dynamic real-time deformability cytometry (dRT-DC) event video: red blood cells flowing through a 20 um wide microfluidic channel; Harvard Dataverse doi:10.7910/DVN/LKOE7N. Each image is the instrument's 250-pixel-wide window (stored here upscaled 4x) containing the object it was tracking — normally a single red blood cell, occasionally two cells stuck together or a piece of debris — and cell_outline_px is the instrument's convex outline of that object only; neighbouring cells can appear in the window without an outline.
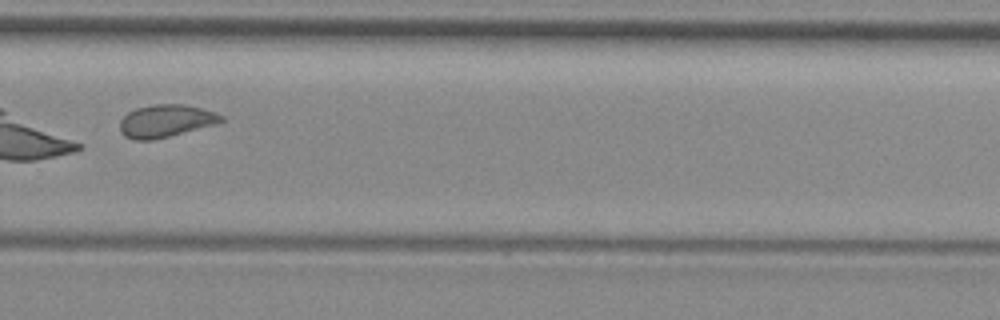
{"species": "common noctule bat (a hibernating species)", "species_latin": "Nyctalus noctula", "temperature_condition": "room temperature", "stored_images_in_passage": 34, "camera_frame_rate_fps": 3000, "um_per_image_px": 0.085, "animal": {"sex": "female", "body_mass_g": 29.2, "forearm_length_mm": 56.3}, "frame": {"image": 1, "passage_image": 20, "time_ms": 6.333, "image_size_px": [1000, 320], "cell_outline_px": [[224, 120], [216, 124], [152, 140], [136, 140], [124, 136], [120, 132], [120, 120], [128, 112], [136, 108], [152, 104], [184, 104], [200, 108], [224, 116]], "centroid_in_image_um": [14.06, 10.27], "position_along_channel_um": 315.7, "area_um2": 19.07}, "authors_computed_cell_mechanics": {"area_um2": 18.7272, "velocity_mm_per_s": 3.9361, "shape_relaxation_time_tau1_ms": null, "shape_relaxation_time_tau2_ms": 0.8605, "deformation_change_tau1": null, "deformation_change_tau2": 0.0657}}